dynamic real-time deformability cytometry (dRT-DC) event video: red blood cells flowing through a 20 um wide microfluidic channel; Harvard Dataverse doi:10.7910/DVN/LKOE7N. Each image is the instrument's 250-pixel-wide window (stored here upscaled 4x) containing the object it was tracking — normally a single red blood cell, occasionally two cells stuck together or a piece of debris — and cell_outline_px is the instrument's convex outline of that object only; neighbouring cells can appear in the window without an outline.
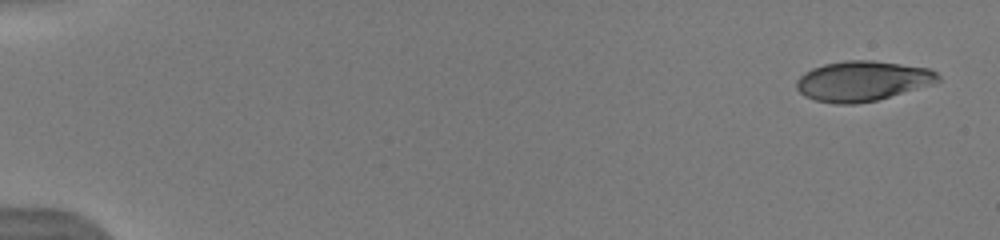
{"species": "human", "species_latin": "Homo sapiens", "temperature_condition": "warm", "stored_images_in_passage": 17, "camera_frame_rate_fps": 3000, "um_per_image_px": 0.085, "donor": {"sex": "male"}, "frame": {"image": 1, "passage_image": 1, "time_ms": 0.0, "image_size_px": [1000, 240], "cell_outline_px": [[940, 80], [932, 84], [876, 100], [856, 104], [836, 104], [816, 100], [804, 96], [796, 88], [796, 80], [804, 72], [812, 68], [824, 64], [844, 60], [872, 60], [928, 68], [936, 72], [940, 76]], "centroid_in_image_um": [73.27, 6.88], "position_along_channel_um": 11.7, "area_um2": 32.95}}
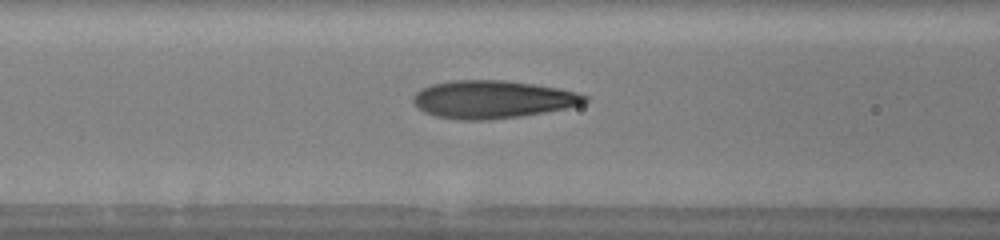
{"frame": {"image": 2, "passage_image": 10, "time_ms": 7.0, "image_size_px": [1000, 240], "cell_outline_px": [[588, 100], [580, 104], [564, 108], [544, 112], [520, 116], [484, 120], [464, 120], [436, 116], [424, 112], [412, 100], [412, 96], [420, 88], [432, 84], [452, 80], [504, 80], [560, 88], [576, 92], [588, 96]], "centroid_in_image_um": [41.83, 8.44], "position_along_channel_um": 124.8, "area_um2": 37.57}}
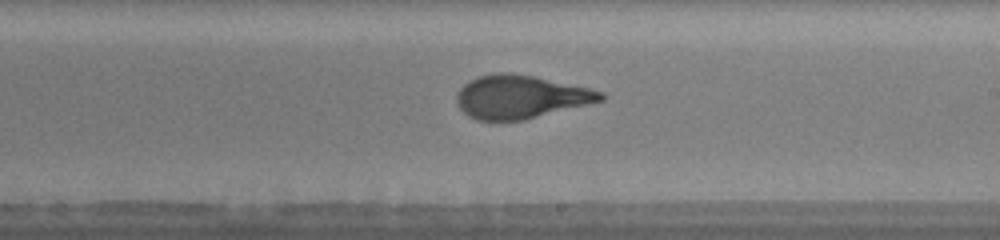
{"frame": {"image": 3, "passage_image": 16, "time_ms": 10.0, "image_size_px": [1000, 240], "cell_outline_px": [[604, 100], [524, 120], [476, 120], [468, 116], [456, 104], [456, 92], [468, 80], [480, 76], [496, 72], [512, 72], [532, 76], [588, 88], [604, 92]], "centroid_in_image_um": [44.19, 8.23], "position_along_channel_um": 244.8, "area_um2": 36.18}}